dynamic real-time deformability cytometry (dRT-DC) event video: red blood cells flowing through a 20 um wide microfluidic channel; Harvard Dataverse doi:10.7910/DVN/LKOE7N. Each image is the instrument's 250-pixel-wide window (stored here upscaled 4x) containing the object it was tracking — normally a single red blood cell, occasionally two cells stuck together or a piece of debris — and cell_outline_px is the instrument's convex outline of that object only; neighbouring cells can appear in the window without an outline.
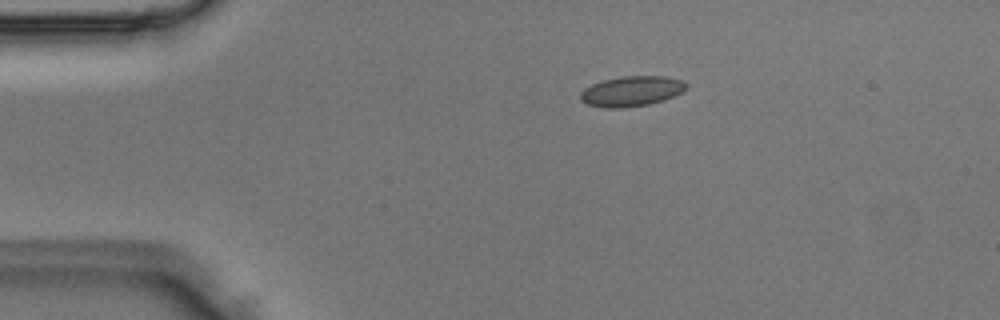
{"species": "Egyptian fruit bat (a non-hibernating species)", "species_latin": "Rousettus aegyptiacus", "temperature_condition": "room temperature", "stored_images_in_passage": 4, "camera_frame_rate_fps": 3000, "um_per_image_px": 0.085, "animal": {"sex": "male"}, "frame": {"image": 1, "passage_image": 3, "time_ms": 0.667, "image_size_px": [1000, 320], "cell_outline_px": [[688, 88], [684, 92], [664, 100], [648, 104], [624, 108], [604, 108], [588, 104], [580, 100], [580, 92], [584, 88], [592, 84], [604, 80], [620, 76], [664, 76], [684, 80], [688, 84]], "centroid_in_image_um": [53.72, 7.75], "position_along_channel_um": 31.3, "area_um2": 18.9}}